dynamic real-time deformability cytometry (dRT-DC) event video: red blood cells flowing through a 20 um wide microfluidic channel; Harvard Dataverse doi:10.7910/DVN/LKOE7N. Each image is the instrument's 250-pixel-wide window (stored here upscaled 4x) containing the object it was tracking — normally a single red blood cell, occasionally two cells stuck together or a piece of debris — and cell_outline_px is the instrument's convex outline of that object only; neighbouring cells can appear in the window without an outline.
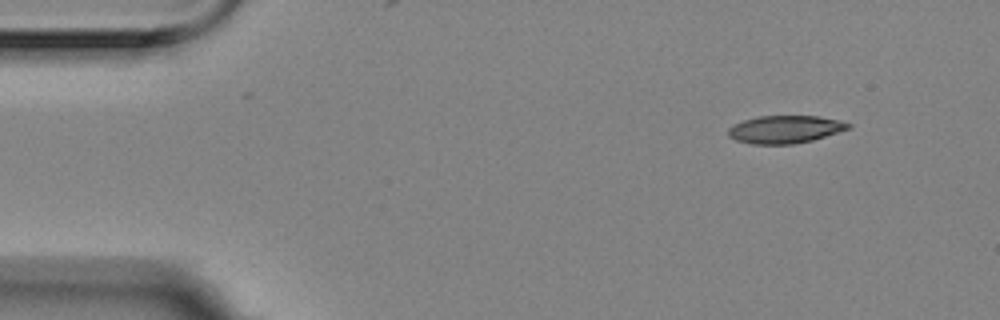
{"species": "Egyptian fruit bat (a non-hibernating species)", "species_latin": "Rousettus aegyptiacus", "temperature_condition": "room temperature", "stored_images_in_passage": 5, "camera_frame_rate_fps": 3000, "um_per_image_px": 0.085, "animal": {"sex": "female"}, "frame": {"image": 1, "passage_image": 1, "time_ms": 0.0, "image_size_px": [1000, 320], "cell_outline_px": [[852, 128], [812, 140], [792, 144], [752, 144], [736, 140], [728, 136], [728, 128], [732, 124], [756, 116], [820, 116], [840, 120], [852, 124]], "centroid_in_image_um": [66.73, 10.99], "position_along_channel_um": 18.3, "area_um2": 19.54}}
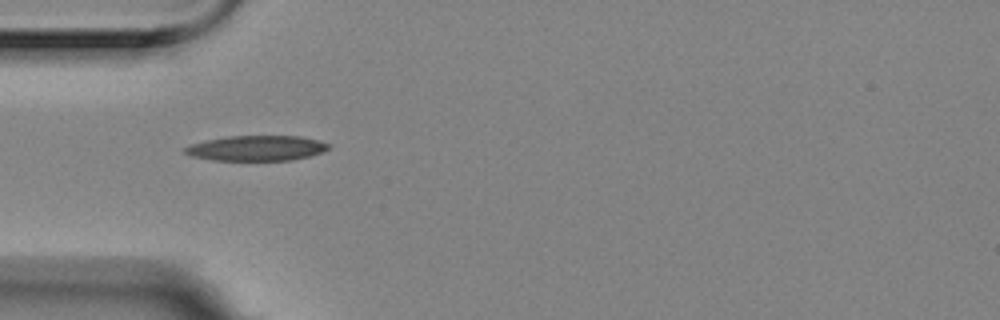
{"frame": {"image": 2, "passage_image": 4, "time_ms": 1.0, "image_size_px": [1000, 320], "cell_outline_px": [[332, 144], [324, 152], [292, 160], [212, 160], [192, 156], [184, 152], [180, 148], [204, 140], [228, 136], [300, 136]], "centroid_in_image_um": [21.78, 12.59], "position_along_channel_um": 63.2, "area_um2": 21.15}}
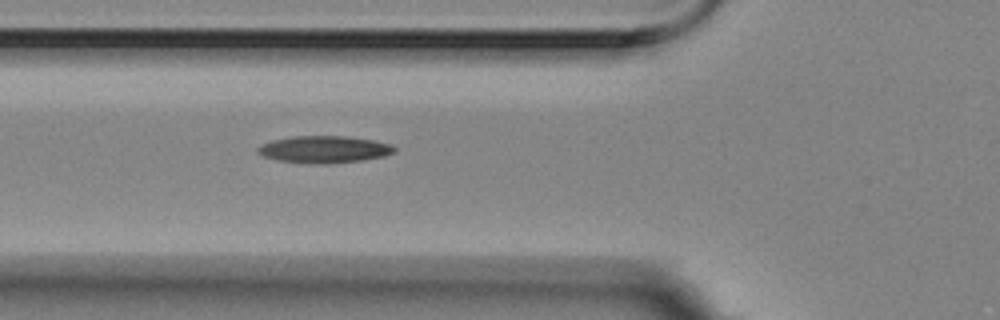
{"frame": {"image": 3, "passage_image": 5, "time_ms": 1.333, "image_size_px": [1000, 320], "cell_outline_px": [[396, 152], [384, 156], [364, 160], [328, 164], [312, 164], [280, 160], [264, 156], [256, 152], [256, 148], [260, 144], [272, 140], [292, 136], [348, 136], [372, 140], [392, 144], [396, 148]], "centroid_in_image_um": [27.57, 12.7], "position_along_channel_um": 98.2, "area_um2": 21.73}}